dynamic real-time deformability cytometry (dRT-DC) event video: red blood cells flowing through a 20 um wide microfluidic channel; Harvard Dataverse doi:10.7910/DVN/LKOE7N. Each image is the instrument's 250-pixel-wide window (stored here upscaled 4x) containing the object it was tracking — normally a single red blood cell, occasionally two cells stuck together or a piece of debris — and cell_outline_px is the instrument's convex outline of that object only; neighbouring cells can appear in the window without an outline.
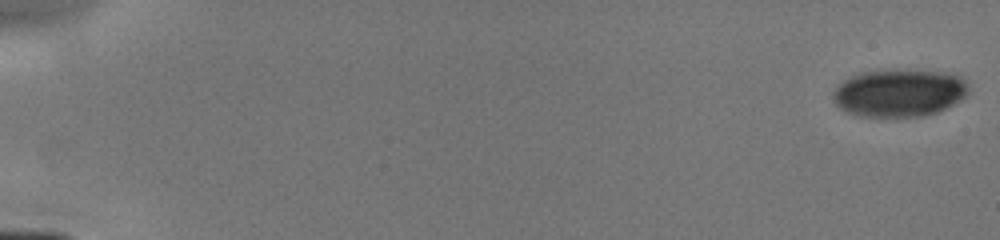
{"species": "human", "species_latin": "Homo sapiens", "temperature_condition": "cold", "stored_images_in_passage": 33, "camera_frame_rate_fps": 3000, "um_per_image_px": 0.085, "donor": {"sex": "male"}, "frame": {"image": 1, "passage_image": 1, "time_ms": 0.0, "image_size_px": [1000, 240], "cell_outline_px": [[968, 92], [960, 100], [936, 112], [924, 116], [860, 116], [848, 112], [840, 108], [836, 104], [832, 96], [832, 92], [836, 84], [860, 72], [896, 68], [944, 72], [960, 76], [968, 84]], "centroid_in_image_um": [76.4, 7.86], "position_along_channel_um": 8.6, "area_um2": 37.92}}
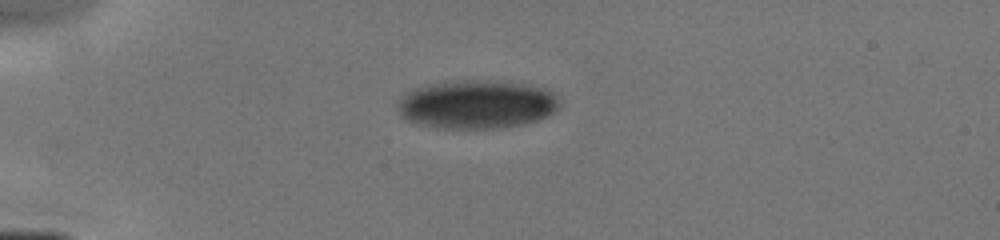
{"frame": {"image": 2, "passage_image": 25, "time_ms": 4.333, "image_size_px": [1000, 240], "cell_outline_px": [[560, 108], [536, 120], [520, 124], [496, 128], [436, 128], [416, 124], [400, 116], [396, 108], [396, 104], [400, 96], [416, 88], [436, 84], [464, 80], [488, 80], [528, 84], [548, 88], [556, 96], [560, 104]], "centroid_in_image_um": [40.5, 8.87], "position_along_channel_um": 44.5, "area_um2": 45.78}}
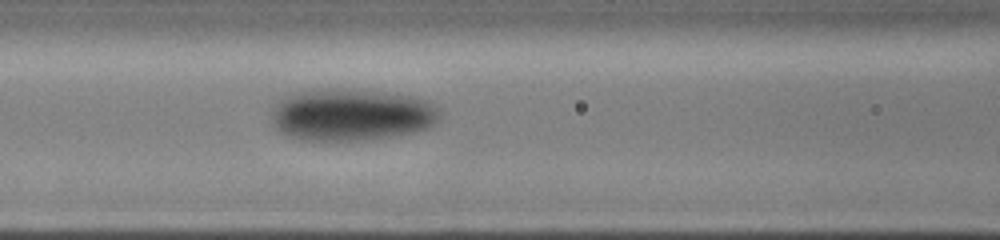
{"frame": {"image": 3, "passage_image": 33, "time_ms": 7.333, "image_size_px": [1000, 240], "cell_outline_px": [[436, 116], [432, 124], [428, 128], [388, 136], [364, 140], [300, 140], [288, 136], [280, 132], [276, 128], [272, 120], [272, 108], [284, 96], [296, 92], [312, 88], [344, 88], [388, 92], [416, 96], [428, 100], [436, 108]], "centroid_in_image_um": [29.77, 9.72], "position_along_channel_um": 136.8, "area_um2": 51.1}}